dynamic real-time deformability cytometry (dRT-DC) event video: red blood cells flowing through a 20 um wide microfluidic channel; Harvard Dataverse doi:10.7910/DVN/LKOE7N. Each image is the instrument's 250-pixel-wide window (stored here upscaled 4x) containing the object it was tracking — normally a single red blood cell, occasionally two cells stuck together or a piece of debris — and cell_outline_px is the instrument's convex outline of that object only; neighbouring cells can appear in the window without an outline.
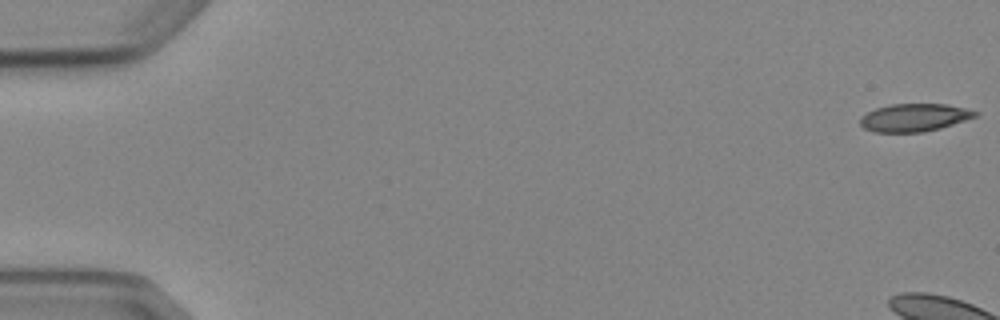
{"species": "Egyptian fruit bat (a non-hibernating species)", "species_latin": "Rousettus aegyptiacus", "temperature_condition": "cold", "stored_images_in_passage": 6, "camera_frame_rate_fps": 3000, "um_per_image_px": 0.085, "animal": {"sex": "female"}, "frame": {"image": 1, "passage_image": 1, "time_ms": 0.0, "image_size_px": [1000, 320], "cell_outline_px": [[980, 112], [976, 116], [940, 128], [924, 132], [872, 132], [864, 128], [860, 124], [860, 116], [876, 108], [892, 104], [948, 104]], "centroid_in_image_um": [77.68, 9.99], "position_along_channel_um": 7.3, "area_um2": 18.55}}